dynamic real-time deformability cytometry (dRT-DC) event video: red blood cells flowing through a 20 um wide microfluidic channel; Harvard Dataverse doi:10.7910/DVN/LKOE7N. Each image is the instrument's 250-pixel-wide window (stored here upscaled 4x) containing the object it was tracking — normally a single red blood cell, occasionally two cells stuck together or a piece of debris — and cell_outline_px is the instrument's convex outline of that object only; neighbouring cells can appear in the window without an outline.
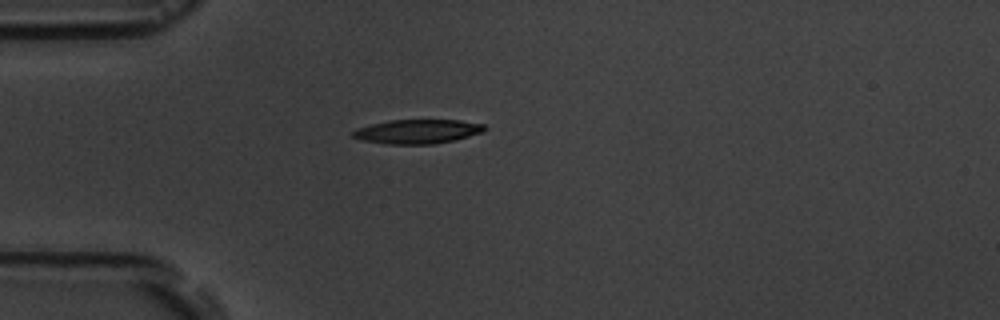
{"species": "common noctule bat (a hibernating species)", "species_latin": "Nyctalus noctula", "temperature_condition": "room temperature", "stored_images_in_passage": 1, "camera_frame_rate_fps": 3000, "um_per_image_px": 0.085, "animal": {"sex": "male", "body_mass_g": 19.5, "forearm_length_mm": 54.6}, "frame": {"image": 1, "passage_image": 1, "time_ms": 0.0, "image_size_px": [1000, 320], "cell_outline_px": [[488, 128], [484, 132], [436, 144], [388, 144], [360, 140], [352, 136], [352, 132], [356, 128], [372, 124], [392, 120], [460, 120], [484, 124]], "centroid_in_image_um": [35.5, 11.18], "position_along_channel_um": 49.5, "area_um2": 18.55}}